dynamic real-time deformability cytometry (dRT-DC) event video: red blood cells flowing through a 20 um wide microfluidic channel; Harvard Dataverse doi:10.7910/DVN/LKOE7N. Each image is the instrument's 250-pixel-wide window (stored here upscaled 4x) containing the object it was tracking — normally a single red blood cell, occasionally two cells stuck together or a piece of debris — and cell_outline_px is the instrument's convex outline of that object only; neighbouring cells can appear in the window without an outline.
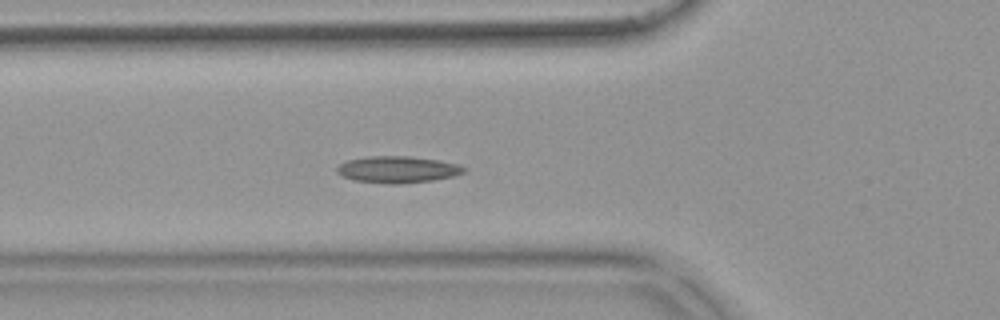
{"species": "common noctule bat (a hibernating species)", "species_latin": "Nyctalus noctula", "temperature_condition": "warm", "stored_images_in_passage": 49, "camera_frame_rate_fps": 3000, "um_per_image_px": 0.085, "animal": {"sex": "female", "body_mass_g": 18.4}, "frame": {"image": 1, "passage_image": 14, "time_ms": 4.333, "image_size_px": [1000, 320], "cell_outline_px": [[468, 168], [464, 172], [452, 176], [432, 180], [400, 184], [388, 184], [356, 180], [344, 176], [336, 172], [336, 168], [340, 164], [348, 160], [368, 156], [408, 156], [436, 160], [456, 164]], "centroid_in_image_um": [33.78, 14.41], "position_along_channel_um": 92.0, "area_um2": 19.48}}
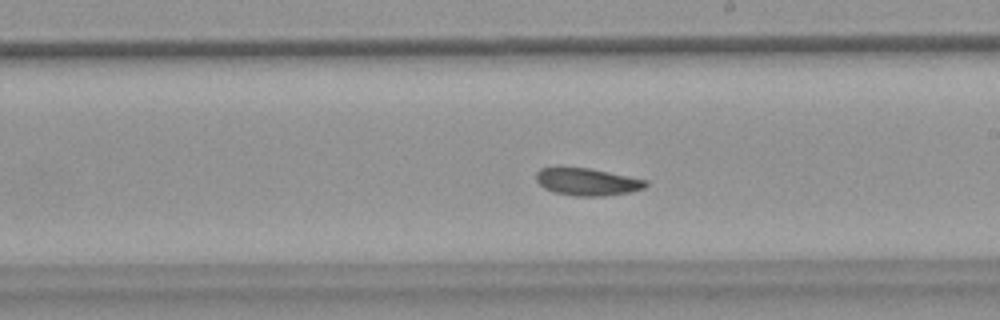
{"frame": {"image": 2, "passage_image": 26, "time_ms": 8.333, "image_size_px": [1000, 320], "cell_outline_px": [[648, 184], [644, 188], [632, 192], [604, 196], [572, 196], [552, 192], [544, 188], [536, 180], [536, 172], [540, 168], [556, 164], [588, 168], [648, 180]], "centroid_in_image_um": [49.84, 15.42], "position_along_channel_um": 239.2, "area_um2": 18.15}}
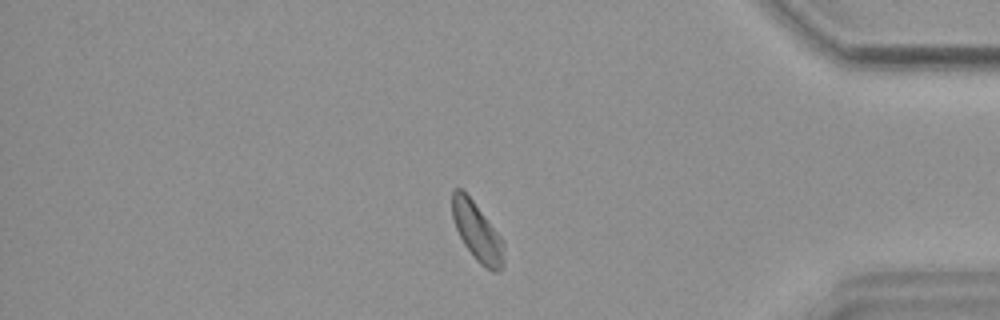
{"frame": {"image": 3, "passage_image": 41, "time_ms": 13.333, "image_size_px": [1000, 320], "cell_outline_px": [[504, 264], [500, 272], [492, 272], [480, 264], [476, 260], [464, 244], [456, 228], [452, 216], [452, 192], [456, 188], [460, 188], [472, 200], [504, 240]], "centroid_in_image_um": [40.59, 19.75], "position_along_channel_um": 394.6, "area_um2": 17.57}, "authors_computed_cell_mechanics": {"area_um2": 17.9758, "velocity_mm_per_s": 3.6932, "shape_relaxation_time_tau1_ms": 5.6523, "shape_relaxation_time_tau2_ms": 2.567, "deformation_change_tau1": 0.1083, "deformation_change_tau2": 0.0686}}